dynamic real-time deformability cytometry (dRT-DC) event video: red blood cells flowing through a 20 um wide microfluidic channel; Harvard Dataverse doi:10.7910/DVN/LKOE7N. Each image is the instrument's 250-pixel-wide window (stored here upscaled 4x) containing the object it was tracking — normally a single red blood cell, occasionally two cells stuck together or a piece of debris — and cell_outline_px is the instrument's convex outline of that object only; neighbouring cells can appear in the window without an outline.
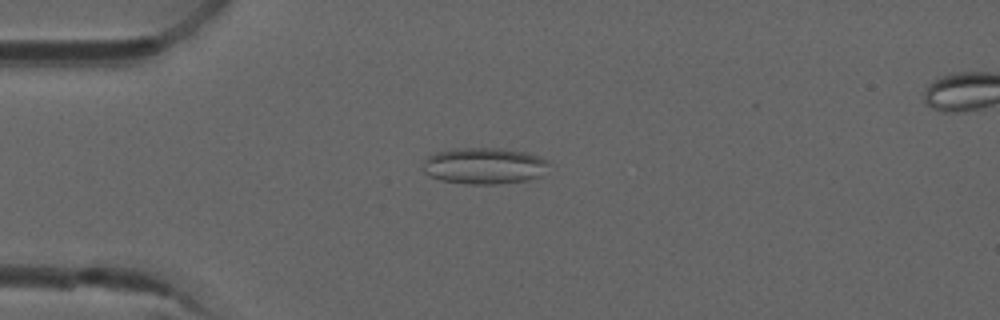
{"species": "common noctule bat (a hibernating species)", "species_latin": "Nyctalus noctula", "temperature_condition": "room temperature", "stored_images_in_passage": 3, "camera_frame_rate_fps": 3000, "um_per_image_px": 0.085, "animal": {"sex": "male", "forearm_length_mm": 52.5}, "frame": {"image": 1, "passage_image": 1, "time_ms": 0.0, "image_size_px": [1000, 320], "cell_outline_px": [[548, 164], [540, 176], [528, 180], [496, 184], [464, 184], [440, 180], [424, 172], [424, 160], [428, 156], [452, 148], [500, 148], [528, 152], [540, 156], [548, 160]], "centroid_in_image_um": [41.17, 14.09], "position_along_channel_um": 43.8, "area_um2": 26.7}}